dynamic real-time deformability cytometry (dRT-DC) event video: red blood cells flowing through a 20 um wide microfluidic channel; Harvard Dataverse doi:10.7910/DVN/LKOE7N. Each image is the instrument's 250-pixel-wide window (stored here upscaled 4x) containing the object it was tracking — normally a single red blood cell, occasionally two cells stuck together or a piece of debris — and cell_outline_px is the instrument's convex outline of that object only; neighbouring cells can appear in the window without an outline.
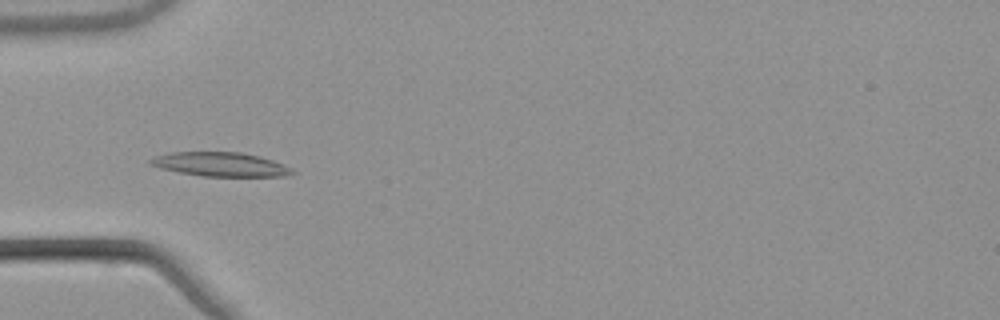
{"species": "common noctule bat (a hibernating species)", "species_latin": "Nyctalus noctula", "temperature_condition": "warm", "stored_images_in_passage": 47, "camera_frame_rate_fps": 3000, "um_per_image_px": 0.085, "animal": {"sex": "male", "body_mass_g": 21.5, "forearm_length_mm": 52.0}, "frame": {"image": 1, "passage_image": 18, "time_ms": 5.667, "image_size_px": [1000, 320], "cell_outline_px": [[296, 172], [284, 176], [200, 176], [160, 168], [148, 164], [148, 160], [152, 156], [168, 152], [240, 152], [260, 156], [284, 164], [292, 168]], "centroid_in_image_um": [18.69, 13.96], "position_along_channel_um": 66.3, "area_um2": 20.06}}
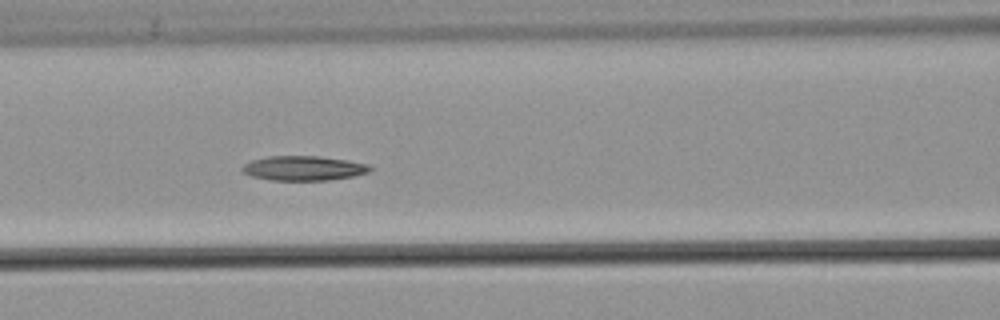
{"frame": {"image": 2, "passage_image": 24, "time_ms": 7.667, "image_size_px": [1000, 320], "cell_outline_px": [[372, 168], [368, 172], [352, 176], [328, 180], [272, 180], [252, 176], [244, 172], [240, 168], [244, 164], [252, 160], [268, 156], [320, 156], [348, 160], [368, 164]], "centroid_in_image_um": [25.8, 14.29], "position_along_channel_um": 140.8, "area_um2": 18.21}}
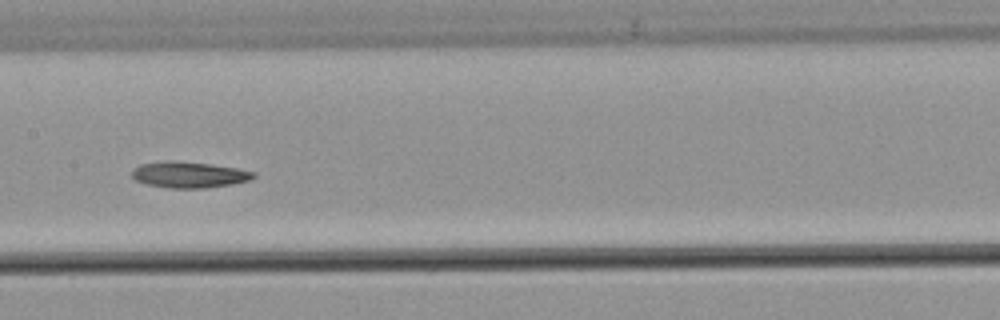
{"frame": {"image": 3, "passage_image": 28, "time_ms": 9.0, "image_size_px": [1000, 320], "cell_outline_px": [[256, 176], [248, 180], [232, 184], [204, 188], [168, 188], [148, 184], [136, 180], [132, 176], [132, 168], [140, 164], [164, 160], [172, 160], [212, 164], [236, 168], [256, 172]], "centroid_in_image_um": [16.05, 14.84], "position_along_channel_um": 191.4, "area_um2": 18.55}}